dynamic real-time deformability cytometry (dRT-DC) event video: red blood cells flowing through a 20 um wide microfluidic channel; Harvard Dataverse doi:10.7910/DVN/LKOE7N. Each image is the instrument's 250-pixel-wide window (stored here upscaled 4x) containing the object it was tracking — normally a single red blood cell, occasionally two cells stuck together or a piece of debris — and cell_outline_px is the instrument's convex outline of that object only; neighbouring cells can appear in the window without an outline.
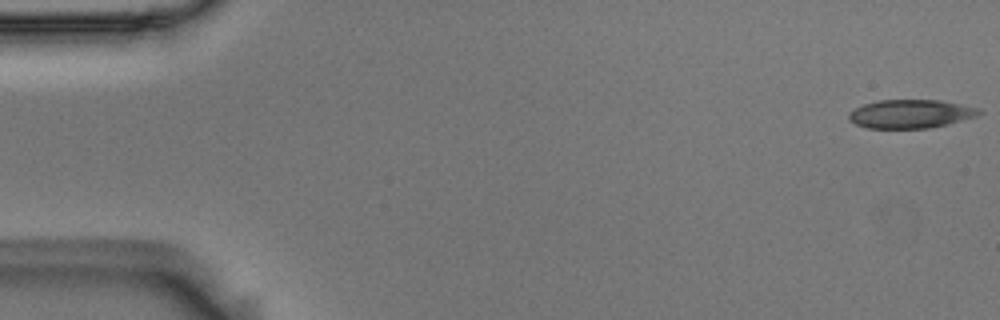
{"species": "Egyptian fruit bat (a non-hibernating species)", "species_latin": "Rousettus aegyptiacus", "temperature_condition": "room temperature", "stored_images_in_passage": 16, "camera_frame_rate_fps": 3000, "um_per_image_px": 0.085, "animal": {"sex": "male"}, "frame": {"image": 1, "passage_image": 1, "time_ms": 0.0, "image_size_px": [1000, 320], "cell_outline_px": [[984, 112], [976, 116], [948, 124], [928, 128], [868, 128], [856, 124], [848, 120], [848, 116], [856, 108], [864, 104], [880, 100], [940, 100], [980, 108]], "centroid_in_image_um": [77.43, 9.68], "position_along_channel_um": 7.6, "area_um2": 21.56}}
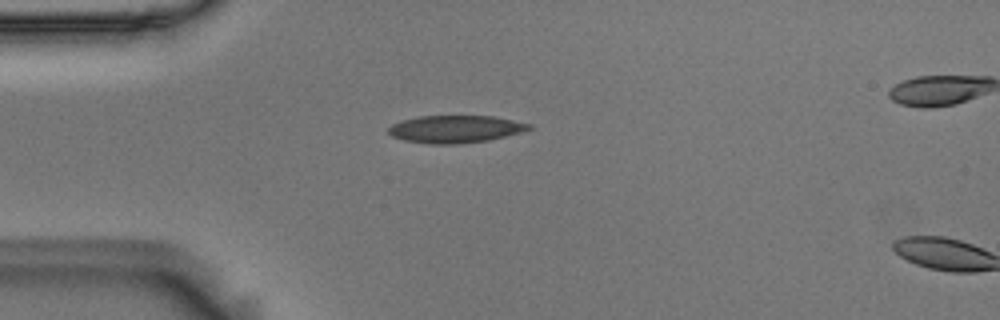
{"frame": {"image": 2, "passage_image": 14, "time_ms": 4.333, "image_size_px": [1000, 320], "cell_outline_px": [[532, 128], [520, 132], [488, 140], [460, 144], [428, 144], [404, 140], [392, 136], [388, 132], [388, 128], [392, 124], [404, 120], [420, 116], [492, 116], [532, 124]], "centroid_in_image_um": [38.69, 10.97], "position_along_channel_um": 46.3, "area_um2": 22.31}}